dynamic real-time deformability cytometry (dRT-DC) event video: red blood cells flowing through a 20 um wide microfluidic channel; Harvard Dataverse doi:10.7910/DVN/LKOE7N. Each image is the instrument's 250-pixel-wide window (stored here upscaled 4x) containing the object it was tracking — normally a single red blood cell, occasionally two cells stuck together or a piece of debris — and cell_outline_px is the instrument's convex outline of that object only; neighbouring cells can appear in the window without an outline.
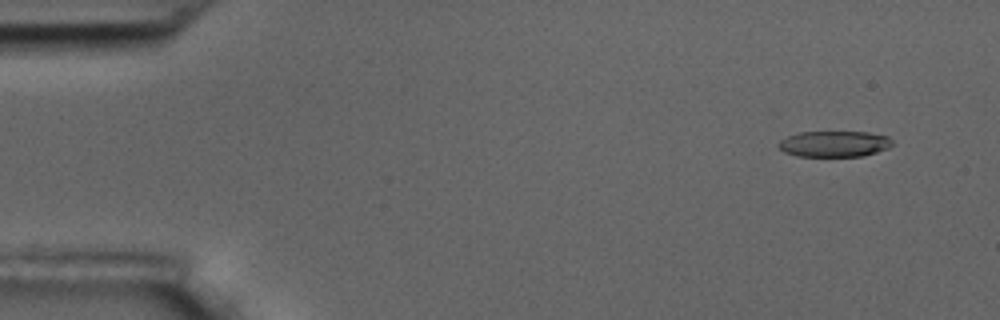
{"species": "common noctule bat (a hibernating species)", "species_latin": "Nyctalus noctula", "temperature_condition": "room temperature", "stored_images_in_passage": 6, "camera_frame_rate_fps": 3000, "um_per_image_px": 0.085, "animal": {"sex": "male", "body_mass_g": 17.5, "forearm_length_mm": 52.3}, "frame": {"image": 1, "passage_image": 2, "time_ms": 1.333, "image_size_px": [1000, 320], "cell_outline_px": [[892, 144], [888, 148], [864, 156], [796, 156], [784, 152], [776, 144], [780, 140], [788, 136], [800, 132], [868, 132], [888, 136], [892, 140]], "centroid_in_image_um": [70.9, 12.23], "position_along_channel_um": 14.1, "area_um2": 17.22}}